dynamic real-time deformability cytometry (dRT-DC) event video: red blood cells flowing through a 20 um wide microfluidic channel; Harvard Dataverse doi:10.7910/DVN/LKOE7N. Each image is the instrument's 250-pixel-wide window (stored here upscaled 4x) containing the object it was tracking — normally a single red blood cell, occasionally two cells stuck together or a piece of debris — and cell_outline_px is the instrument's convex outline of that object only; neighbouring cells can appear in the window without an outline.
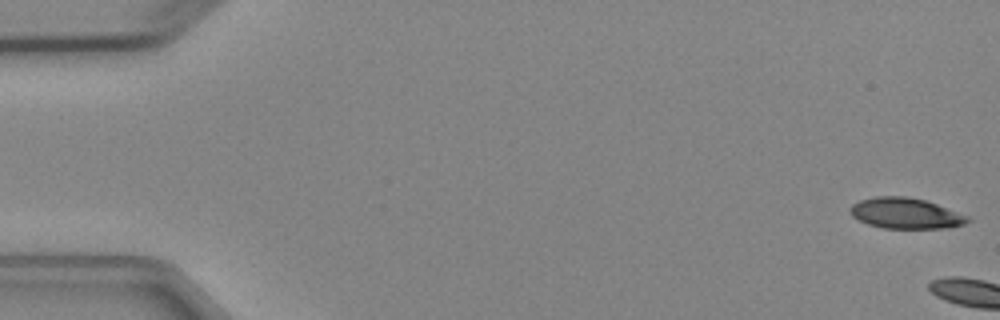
{"species": "Egyptian fruit bat (a non-hibernating species)", "species_latin": "Rousettus aegyptiacus", "temperature_condition": "cold", "stored_images_in_passage": 2, "camera_frame_rate_fps": 3000, "um_per_image_px": 0.085, "animal": {"sex": "female"}, "frame": {"image": 1, "passage_image": 1, "time_ms": 0.0, "image_size_px": [1000, 320], "cell_outline_px": [[972, 220], [964, 224], [948, 228], [884, 228], [868, 224], [852, 216], [848, 208], [852, 204], [860, 200], [876, 196], [904, 196], [924, 200], [936, 204], [968, 216]], "centroid_in_image_um": [76.96, 18.13], "position_along_channel_um": 8.0, "area_um2": 20.92}}